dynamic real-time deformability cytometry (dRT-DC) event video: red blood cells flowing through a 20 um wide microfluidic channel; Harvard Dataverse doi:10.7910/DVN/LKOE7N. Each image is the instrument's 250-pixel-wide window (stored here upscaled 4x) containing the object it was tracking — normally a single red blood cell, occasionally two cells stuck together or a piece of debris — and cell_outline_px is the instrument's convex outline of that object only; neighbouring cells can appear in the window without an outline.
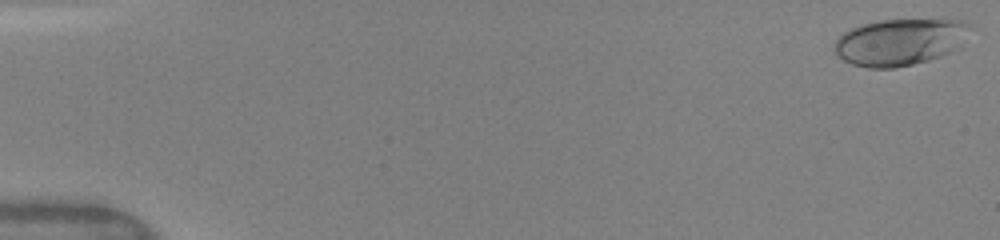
{"species": "human", "species_latin": "Homo sapiens", "temperature_condition": "warm", "stored_images_in_passage": 46, "camera_frame_rate_fps": 3000, "um_per_image_px": 0.085, "donor": {"sex": "female"}, "frame": {"image": 1, "passage_image": 1, "time_ms": 0.0, "image_size_px": [1000, 240], "cell_outline_px": [[968, 24], [956, 48], [940, 56], [928, 60], [912, 64], [892, 68], [868, 68], [852, 64], [836, 56], [836, 40], [848, 28], [880, 20], [964, 20]], "centroid_in_image_um": [76.38, 3.58], "position_along_channel_um": 8.6, "area_um2": 35.95}}
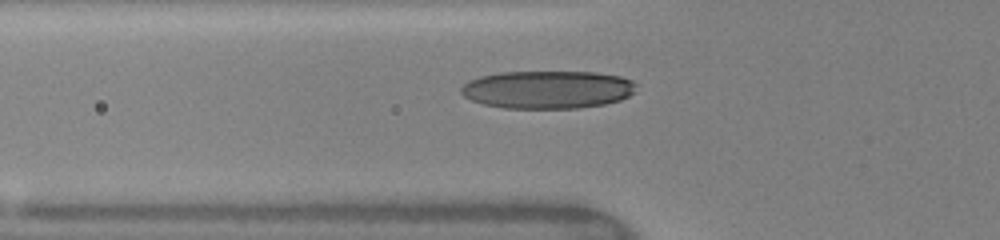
{"frame": {"image": 2, "passage_image": 29, "time_ms": 5.667, "image_size_px": [1000, 240], "cell_outline_px": [[636, 92], [620, 100], [604, 104], [580, 108], [504, 108], [484, 104], [472, 100], [464, 96], [460, 92], [460, 88], [468, 80], [480, 76], [500, 72], [596, 72], [620, 76], [632, 80], [636, 84]], "centroid_in_image_um": [46.55, 7.61], "position_along_channel_um": 79.2, "area_um2": 38.9}}
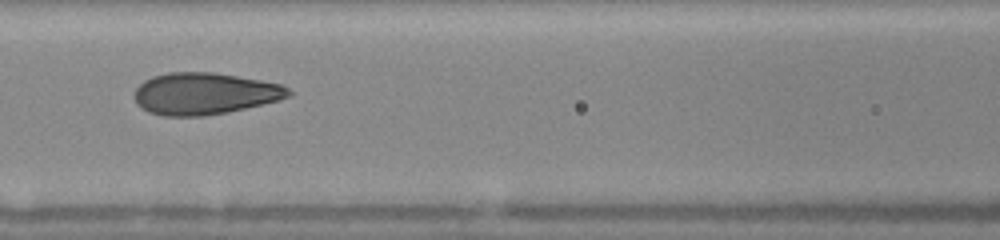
{"frame": {"image": 3, "passage_image": 39, "time_ms": 7.333, "image_size_px": [1000, 240], "cell_outline_px": [[292, 96], [280, 100], [264, 104], [228, 112], [204, 116], [164, 116], [148, 112], [140, 108], [136, 104], [132, 96], [136, 88], [144, 80], [152, 76], [168, 72], [212, 72], [260, 80], [280, 84], [288, 88], [292, 92]], "centroid_in_image_um": [17.36, 7.96], "position_along_channel_um": 149.2, "area_um2": 37.92}}